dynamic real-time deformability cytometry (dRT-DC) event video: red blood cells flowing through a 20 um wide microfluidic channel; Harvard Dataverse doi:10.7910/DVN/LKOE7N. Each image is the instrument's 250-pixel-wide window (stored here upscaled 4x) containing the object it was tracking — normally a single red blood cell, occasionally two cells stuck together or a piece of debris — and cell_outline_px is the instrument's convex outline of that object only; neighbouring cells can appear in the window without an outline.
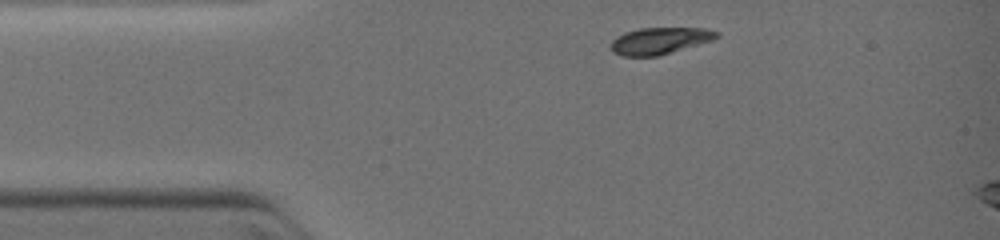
{"species": "common noctule bat (a hibernating species)", "species_latin": "Nyctalus noctula", "temperature_condition": "warm", "stored_images_in_passage": 7, "camera_frame_rate_fps": 3000, "um_per_image_px": 0.085, "animal": {"sex": "female", "body_mass_g": 19.0, "forearm_length_mm": 51.5}, "frame": {"image": 1, "passage_image": 1, "time_ms": 0.0, "image_size_px": [1000, 240], "cell_outline_px": [[720, 36], [712, 40], [656, 56], [624, 56], [612, 52], [612, 40], [624, 32], [640, 28], [704, 28], [720, 32]], "centroid_in_image_um": [56.08, 3.45], "position_along_channel_um": 28.9, "area_um2": 16.24}}